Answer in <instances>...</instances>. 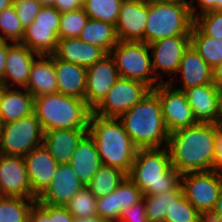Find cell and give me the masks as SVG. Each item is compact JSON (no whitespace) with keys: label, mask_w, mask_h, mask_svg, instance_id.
<instances>
[{"label":"cell","mask_w":222,"mask_h":222,"mask_svg":"<svg viewBox=\"0 0 222 222\" xmlns=\"http://www.w3.org/2000/svg\"><path fill=\"white\" fill-rule=\"evenodd\" d=\"M216 124L201 123L169 134L172 166L180 175L213 170Z\"/></svg>","instance_id":"6da1fadb"},{"label":"cell","mask_w":222,"mask_h":222,"mask_svg":"<svg viewBox=\"0 0 222 222\" xmlns=\"http://www.w3.org/2000/svg\"><path fill=\"white\" fill-rule=\"evenodd\" d=\"M118 119L138 149L168 146L169 133L158 95L153 90Z\"/></svg>","instance_id":"7a4b0ae2"},{"label":"cell","mask_w":222,"mask_h":222,"mask_svg":"<svg viewBox=\"0 0 222 222\" xmlns=\"http://www.w3.org/2000/svg\"><path fill=\"white\" fill-rule=\"evenodd\" d=\"M88 133L94 139L103 165L122 170L127 175L138 148L118 118H105L91 112Z\"/></svg>","instance_id":"3957f363"},{"label":"cell","mask_w":222,"mask_h":222,"mask_svg":"<svg viewBox=\"0 0 222 222\" xmlns=\"http://www.w3.org/2000/svg\"><path fill=\"white\" fill-rule=\"evenodd\" d=\"M127 176L144 196L175 190L181 184L168 147L138 149Z\"/></svg>","instance_id":"277c9868"},{"label":"cell","mask_w":222,"mask_h":222,"mask_svg":"<svg viewBox=\"0 0 222 222\" xmlns=\"http://www.w3.org/2000/svg\"><path fill=\"white\" fill-rule=\"evenodd\" d=\"M33 112L45 132L54 129H88L92 110L84 100L57 92L34 97Z\"/></svg>","instance_id":"5b68a950"},{"label":"cell","mask_w":222,"mask_h":222,"mask_svg":"<svg viewBox=\"0 0 222 222\" xmlns=\"http://www.w3.org/2000/svg\"><path fill=\"white\" fill-rule=\"evenodd\" d=\"M193 24L194 18L188 7L148 0L144 42L150 44L162 38L190 35Z\"/></svg>","instance_id":"8992f818"},{"label":"cell","mask_w":222,"mask_h":222,"mask_svg":"<svg viewBox=\"0 0 222 222\" xmlns=\"http://www.w3.org/2000/svg\"><path fill=\"white\" fill-rule=\"evenodd\" d=\"M114 59L119 77L140 81L152 90L160 84L152 68L148 44L135 41H118L109 53Z\"/></svg>","instance_id":"52a82bcc"},{"label":"cell","mask_w":222,"mask_h":222,"mask_svg":"<svg viewBox=\"0 0 222 222\" xmlns=\"http://www.w3.org/2000/svg\"><path fill=\"white\" fill-rule=\"evenodd\" d=\"M44 131L34 114L7 122L0 127V154L24 157L42 145Z\"/></svg>","instance_id":"ba28073f"},{"label":"cell","mask_w":222,"mask_h":222,"mask_svg":"<svg viewBox=\"0 0 222 222\" xmlns=\"http://www.w3.org/2000/svg\"><path fill=\"white\" fill-rule=\"evenodd\" d=\"M151 90L148 85L140 81L119 77L92 113L105 118H119Z\"/></svg>","instance_id":"9c48e42d"},{"label":"cell","mask_w":222,"mask_h":222,"mask_svg":"<svg viewBox=\"0 0 222 222\" xmlns=\"http://www.w3.org/2000/svg\"><path fill=\"white\" fill-rule=\"evenodd\" d=\"M189 45L190 35L162 38L148 44L152 68L160 83H169L177 74L183 53Z\"/></svg>","instance_id":"30bf717a"},{"label":"cell","mask_w":222,"mask_h":222,"mask_svg":"<svg viewBox=\"0 0 222 222\" xmlns=\"http://www.w3.org/2000/svg\"><path fill=\"white\" fill-rule=\"evenodd\" d=\"M181 186L183 195L197 211L213 209L222 186V173L212 170L183 174Z\"/></svg>","instance_id":"8fae6325"},{"label":"cell","mask_w":222,"mask_h":222,"mask_svg":"<svg viewBox=\"0 0 222 222\" xmlns=\"http://www.w3.org/2000/svg\"><path fill=\"white\" fill-rule=\"evenodd\" d=\"M153 91L158 95L169 134L198 123L183 91L173 88L169 83H160Z\"/></svg>","instance_id":"7c38bea8"},{"label":"cell","mask_w":222,"mask_h":222,"mask_svg":"<svg viewBox=\"0 0 222 222\" xmlns=\"http://www.w3.org/2000/svg\"><path fill=\"white\" fill-rule=\"evenodd\" d=\"M0 196L33 199V191L22 156L0 154Z\"/></svg>","instance_id":"4fadbf2b"},{"label":"cell","mask_w":222,"mask_h":222,"mask_svg":"<svg viewBox=\"0 0 222 222\" xmlns=\"http://www.w3.org/2000/svg\"><path fill=\"white\" fill-rule=\"evenodd\" d=\"M118 78V70L109 53L88 67L84 98L86 105L93 110L107 95Z\"/></svg>","instance_id":"5bb4252c"},{"label":"cell","mask_w":222,"mask_h":222,"mask_svg":"<svg viewBox=\"0 0 222 222\" xmlns=\"http://www.w3.org/2000/svg\"><path fill=\"white\" fill-rule=\"evenodd\" d=\"M197 122L222 123V92L214 84L183 91Z\"/></svg>","instance_id":"9a60e30c"},{"label":"cell","mask_w":222,"mask_h":222,"mask_svg":"<svg viewBox=\"0 0 222 222\" xmlns=\"http://www.w3.org/2000/svg\"><path fill=\"white\" fill-rule=\"evenodd\" d=\"M169 84L180 91L213 84V69L205 62L199 53L191 46L184 51L177 74Z\"/></svg>","instance_id":"2e32d148"},{"label":"cell","mask_w":222,"mask_h":222,"mask_svg":"<svg viewBox=\"0 0 222 222\" xmlns=\"http://www.w3.org/2000/svg\"><path fill=\"white\" fill-rule=\"evenodd\" d=\"M148 0H123L115 31L118 41L144 42Z\"/></svg>","instance_id":"e0dca14e"},{"label":"cell","mask_w":222,"mask_h":222,"mask_svg":"<svg viewBox=\"0 0 222 222\" xmlns=\"http://www.w3.org/2000/svg\"><path fill=\"white\" fill-rule=\"evenodd\" d=\"M85 185L79 180L70 163L59 164L52 181L37 198L40 204L65 207Z\"/></svg>","instance_id":"ac0fdd59"},{"label":"cell","mask_w":222,"mask_h":222,"mask_svg":"<svg viewBox=\"0 0 222 222\" xmlns=\"http://www.w3.org/2000/svg\"><path fill=\"white\" fill-rule=\"evenodd\" d=\"M37 56L38 54L21 43L7 42L3 84L8 88H25Z\"/></svg>","instance_id":"d6986e66"},{"label":"cell","mask_w":222,"mask_h":222,"mask_svg":"<svg viewBox=\"0 0 222 222\" xmlns=\"http://www.w3.org/2000/svg\"><path fill=\"white\" fill-rule=\"evenodd\" d=\"M23 158L33 191V199L37 200L52 181L59 164L43 144L31 150Z\"/></svg>","instance_id":"ffe728a7"},{"label":"cell","mask_w":222,"mask_h":222,"mask_svg":"<svg viewBox=\"0 0 222 222\" xmlns=\"http://www.w3.org/2000/svg\"><path fill=\"white\" fill-rule=\"evenodd\" d=\"M88 129H54L44 132L42 144L58 164L69 163Z\"/></svg>","instance_id":"44dd1931"},{"label":"cell","mask_w":222,"mask_h":222,"mask_svg":"<svg viewBox=\"0 0 222 222\" xmlns=\"http://www.w3.org/2000/svg\"><path fill=\"white\" fill-rule=\"evenodd\" d=\"M107 53L99 46L82 41L79 37L59 39L54 55L65 62L90 67Z\"/></svg>","instance_id":"7402d4cb"},{"label":"cell","mask_w":222,"mask_h":222,"mask_svg":"<svg viewBox=\"0 0 222 222\" xmlns=\"http://www.w3.org/2000/svg\"><path fill=\"white\" fill-rule=\"evenodd\" d=\"M54 69L58 92L84 100L86 90L87 68L65 62L54 55Z\"/></svg>","instance_id":"603a6c76"},{"label":"cell","mask_w":222,"mask_h":222,"mask_svg":"<svg viewBox=\"0 0 222 222\" xmlns=\"http://www.w3.org/2000/svg\"><path fill=\"white\" fill-rule=\"evenodd\" d=\"M70 165L79 180L86 186L103 165L94 139L87 133L72 154Z\"/></svg>","instance_id":"cb8c5ba5"},{"label":"cell","mask_w":222,"mask_h":222,"mask_svg":"<svg viewBox=\"0 0 222 222\" xmlns=\"http://www.w3.org/2000/svg\"><path fill=\"white\" fill-rule=\"evenodd\" d=\"M25 89L34 97L58 92L54 54L38 55L34 59Z\"/></svg>","instance_id":"d4e9b609"},{"label":"cell","mask_w":222,"mask_h":222,"mask_svg":"<svg viewBox=\"0 0 222 222\" xmlns=\"http://www.w3.org/2000/svg\"><path fill=\"white\" fill-rule=\"evenodd\" d=\"M34 96L25 88L6 87L0 104L2 123L18 120L33 113Z\"/></svg>","instance_id":"484cf974"},{"label":"cell","mask_w":222,"mask_h":222,"mask_svg":"<svg viewBox=\"0 0 222 222\" xmlns=\"http://www.w3.org/2000/svg\"><path fill=\"white\" fill-rule=\"evenodd\" d=\"M79 38L89 44L102 48L106 53L117 45L115 25L109 22L89 19L86 26L81 30Z\"/></svg>","instance_id":"4316f807"},{"label":"cell","mask_w":222,"mask_h":222,"mask_svg":"<svg viewBox=\"0 0 222 222\" xmlns=\"http://www.w3.org/2000/svg\"><path fill=\"white\" fill-rule=\"evenodd\" d=\"M58 41V36L52 28L34 27V22H32L25 28L21 44L38 55H52L57 49Z\"/></svg>","instance_id":"83f0119b"},{"label":"cell","mask_w":222,"mask_h":222,"mask_svg":"<svg viewBox=\"0 0 222 222\" xmlns=\"http://www.w3.org/2000/svg\"><path fill=\"white\" fill-rule=\"evenodd\" d=\"M190 45L212 69L222 63V39L204 35L194 24L190 32Z\"/></svg>","instance_id":"f1b7e54d"},{"label":"cell","mask_w":222,"mask_h":222,"mask_svg":"<svg viewBox=\"0 0 222 222\" xmlns=\"http://www.w3.org/2000/svg\"><path fill=\"white\" fill-rule=\"evenodd\" d=\"M126 177L122 170L102 165L86 187L96 198H100L114 192Z\"/></svg>","instance_id":"f546056e"},{"label":"cell","mask_w":222,"mask_h":222,"mask_svg":"<svg viewBox=\"0 0 222 222\" xmlns=\"http://www.w3.org/2000/svg\"><path fill=\"white\" fill-rule=\"evenodd\" d=\"M182 194L183 189L180 184L175 190L143 196L148 222H164L166 214L170 211L173 202Z\"/></svg>","instance_id":"4dcf8cb0"},{"label":"cell","mask_w":222,"mask_h":222,"mask_svg":"<svg viewBox=\"0 0 222 222\" xmlns=\"http://www.w3.org/2000/svg\"><path fill=\"white\" fill-rule=\"evenodd\" d=\"M34 199L0 196V222H28Z\"/></svg>","instance_id":"1f68e13d"},{"label":"cell","mask_w":222,"mask_h":222,"mask_svg":"<svg viewBox=\"0 0 222 222\" xmlns=\"http://www.w3.org/2000/svg\"><path fill=\"white\" fill-rule=\"evenodd\" d=\"M123 0H83L82 8L89 19L117 24Z\"/></svg>","instance_id":"d6a6232c"},{"label":"cell","mask_w":222,"mask_h":222,"mask_svg":"<svg viewBox=\"0 0 222 222\" xmlns=\"http://www.w3.org/2000/svg\"><path fill=\"white\" fill-rule=\"evenodd\" d=\"M24 33L25 29L13 5L0 12V41L21 43Z\"/></svg>","instance_id":"836d02e7"},{"label":"cell","mask_w":222,"mask_h":222,"mask_svg":"<svg viewBox=\"0 0 222 222\" xmlns=\"http://www.w3.org/2000/svg\"><path fill=\"white\" fill-rule=\"evenodd\" d=\"M97 198L85 186L65 206L69 213L77 218H87L97 215Z\"/></svg>","instance_id":"e575fe53"},{"label":"cell","mask_w":222,"mask_h":222,"mask_svg":"<svg viewBox=\"0 0 222 222\" xmlns=\"http://www.w3.org/2000/svg\"><path fill=\"white\" fill-rule=\"evenodd\" d=\"M88 20L83 8L61 13L58 39L79 37Z\"/></svg>","instance_id":"d590c367"},{"label":"cell","mask_w":222,"mask_h":222,"mask_svg":"<svg viewBox=\"0 0 222 222\" xmlns=\"http://www.w3.org/2000/svg\"><path fill=\"white\" fill-rule=\"evenodd\" d=\"M143 196L142 191L127 176L114 191L116 222L122 210L141 201Z\"/></svg>","instance_id":"8d00e7d4"},{"label":"cell","mask_w":222,"mask_h":222,"mask_svg":"<svg viewBox=\"0 0 222 222\" xmlns=\"http://www.w3.org/2000/svg\"><path fill=\"white\" fill-rule=\"evenodd\" d=\"M199 213L182 194L173 202L164 222H199Z\"/></svg>","instance_id":"74e56055"},{"label":"cell","mask_w":222,"mask_h":222,"mask_svg":"<svg viewBox=\"0 0 222 222\" xmlns=\"http://www.w3.org/2000/svg\"><path fill=\"white\" fill-rule=\"evenodd\" d=\"M194 25L206 36L222 39V10L206 11L194 17Z\"/></svg>","instance_id":"f35d334b"},{"label":"cell","mask_w":222,"mask_h":222,"mask_svg":"<svg viewBox=\"0 0 222 222\" xmlns=\"http://www.w3.org/2000/svg\"><path fill=\"white\" fill-rule=\"evenodd\" d=\"M13 6L24 29L34 21L43 7L38 0H13Z\"/></svg>","instance_id":"ab89813d"},{"label":"cell","mask_w":222,"mask_h":222,"mask_svg":"<svg viewBox=\"0 0 222 222\" xmlns=\"http://www.w3.org/2000/svg\"><path fill=\"white\" fill-rule=\"evenodd\" d=\"M61 13L53 6H43L34 19V27L52 28L58 36Z\"/></svg>","instance_id":"60d3db41"},{"label":"cell","mask_w":222,"mask_h":222,"mask_svg":"<svg viewBox=\"0 0 222 222\" xmlns=\"http://www.w3.org/2000/svg\"><path fill=\"white\" fill-rule=\"evenodd\" d=\"M97 215L107 222H116L114 192L97 198Z\"/></svg>","instance_id":"b9f144b4"},{"label":"cell","mask_w":222,"mask_h":222,"mask_svg":"<svg viewBox=\"0 0 222 222\" xmlns=\"http://www.w3.org/2000/svg\"><path fill=\"white\" fill-rule=\"evenodd\" d=\"M119 222H148L145 212L144 198L133 204L131 207H127L122 210L118 218Z\"/></svg>","instance_id":"7bdbcfd3"},{"label":"cell","mask_w":222,"mask_h":222,"mask_svg":"<svg viewBox=\"0 0 222 222\" xmlns=\"http://www.w3.org/2000/svg\"><path fill=\"white\" fill-rule=\"evenodd\" d=\"M221 10L222 0H193L190 8V12L193 18L206 11Z\"/></svg>","instance_id":"ee69618b"},{"label":"cell","mask_w":222,"mask_h":222,"mask_svg":"<svg viewBox=\"0 0 222 222\" xmlns=\"http://www.w3.org/2000/svg\"><path fill=\"white\" fill-rule=\"evenodd\" d=\"M28 222H53L50 217V205L36 201L30 210Z\"/></svg>","instance_id":"f6af8a7d"},{"label":"cell","mask_w":222,"mask_h":222,"mask_svg":"<svg viewBox=\"0 0 222 222\" xmlns=\"http://www.w3.org/2000/svg\"><path fill=\"white\" fill-rule=\"evenodd\" d=\"M213 170L222 173V123L216 124V141Z\"/></svg>","instance_id":"bcb514c9"},{"label":"cell","mask_w":222,"mask_h":222,"mask_svg":"<svg viewBox=\"0 0 222 222\" xmlns=\"http://www.w3.org/2000/svg\"><path fill=\"white\" fill-rule=\"evenodd\" d=\"M50 217L53 222H73L74 217L69 213L66 207L50 205Z\"/></svg>","instance_id":"7dc6e473"},{"label":"cell","mask_w":222,"mask_h":222,"mask_svg":"<svg viewBox=\"0 0 222 222\" xmlns=\"http://www.w3.org/2000/svg\"><path fill=\"white\" fill-rule=\"evenodd\" d=\"M83 0H55L53 7L60 13L81 9Z\"/></svg>","instance_id":"c3c4849f"},{"label":"cell","mask_w":222,"mask_h":222,"mask_svg":"<svg viewBox=\"0 0 222 222\" xmlns=\"http://www.w3.org/2000/svg\"><path fill=\"white\" fill-rule=\"evenodd\" d=\"M199 222H222V215L214 209L203 210L199 213Z\"/></svg>","instance_id":"681fc988"},{"label":"cell","mask_w":222,"mask_h":222,"mask_svg":"<svg viewBox=\"0 0 222 222\" xmlns=\"http://www.w3.org/2000/svg\"><path fill=\"white\" fill-rule=\"evenodd\" d=\"M7 58V42L0 41V81L3 83L5 63Z\"/></svg>","instance_id":"f907efd6"},{"label":"cell","mask_w":222,"mask_h":222,"mask_svg":"<svg viewBox=\"0 0 222 222\" xmlns=\"http://www.w3.org/2000/svg\"><path fill=\"white\" fill-rule=\"evenodd\" d=\"M213 84L222 92V63L213 69Z\"/></svg>","instance_id":"816d5d0a"},{"label":"cell","mask_w":222,"mask_h":222,"mask_svg":"<svg viewBox=\"0 0 222 222\" xmlns=\"http://www.w3.org/2000/svg\"><path fill=\"white\" fill-rule=\"evenodd\" d=\"M73 222H107L104 219H101L98 215L92 216V217H87V218H77L74 219Z\"/></svg>","instance_id":"f5cc1de1"},{"label":"cell","mask_w":222,"mask_h":222,"mask_svg":"<svg viewBox=\"0 0 222 222\" xmlns=\"http://www.w3.org/2000/svg\"><path fill=\"white\" fill-rule=\"evenodd\" d=\"M159 1L168 2V3H172V4H179L184 7H188L190 9L191 3L193 0H159Z\"/></svg>","instance_id":"db71d44e"},{"label":"cell","mask_w":222,"mask_h":222,"mask_svg":"<svg viewBox=\"0 0 222 222\" xmlns=\"http://www.w3.org/2000/svg\"><path fill=\"white\" fill-rule=\"evenodd\" d=\"M217 213L222 215V186L220 189L219 197L217 199V202L215 203V206L213 208Z\"/></svg>","instance_id":"11a10c76"},{"label":"cell","mask_w":222,"mask_h":222,"mask_svg":"<svg viewBox=\"0 0 222 222\" xmlns=\"http://www.w3.org/2000/svg\"><path fill=\"white\" fill-rule=\"evenodd\" d=\"M13 5V0H0V12Z\"/></svg>","instance_id":"9f6ffc18"},{"label":"cell","mask_w":222,"mask_h":222,"mask_svg":"<svg viewBox=\"0 0 222 222\" xmlns=\"http://www.w3.org/2000/svg\"><path fill=\"white\" fill-rule=\"evenodd\" d=\"M6 88V86L0 81V104H1V99H2V96H3V92H4V89ZM2 120H1V112H0V127L2 125Z\"/></svg>","instance_id":"6f0895ef"},{"label":"cell","mask_w":222,"mask_h":222,"mask_svg":"<svg viewBox=\"0 0 222 222\" xmlns=\"http://www.w3.org/2000/svg\"><path fill=\"white\" fill-rule=\"evenodd\" d=\"M42 6H53L55 0H38Z\"/></svg>","instance_id":"680465c9"}]
</instances>
